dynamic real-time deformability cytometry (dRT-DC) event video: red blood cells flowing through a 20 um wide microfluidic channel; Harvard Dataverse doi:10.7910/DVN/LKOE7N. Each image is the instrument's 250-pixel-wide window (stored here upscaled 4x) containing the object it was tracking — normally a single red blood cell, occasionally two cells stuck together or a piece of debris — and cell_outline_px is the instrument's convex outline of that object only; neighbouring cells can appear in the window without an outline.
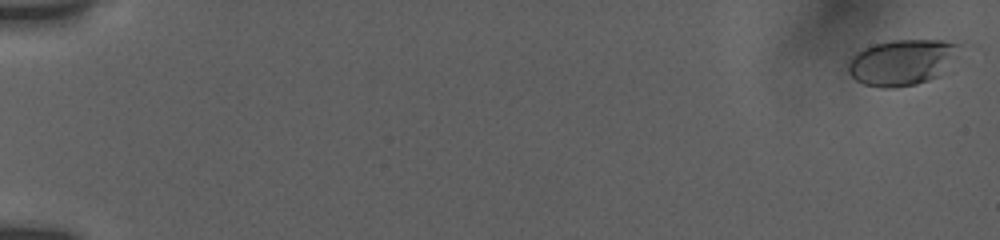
{"species": "human", "species_latin": "Homo sapiens", "temperature_condition": "room temperature", "stored_images_in_passage": 40, "camera_frame_rate_fps": 3000, "um_per_image_px": 0.085, "donor": {"sex": "female"}, "frame": {"image": 1, "passage_image": 1, "time_ms": 0.0, "image_size_px": [1000, 240], "cell_outline_px": [[964, 44], [952, 72], [916, 84], [892, 88], [880, 88], [864, 84], [856, 80], [848, 72], [848, 60], [856, 52], [872, 44], [892, 40], [944, 40]], "centroid_in_image_um": [76.8, 5.29], "position_along_channel_um": 8.2, "area_um2": 30.98}}
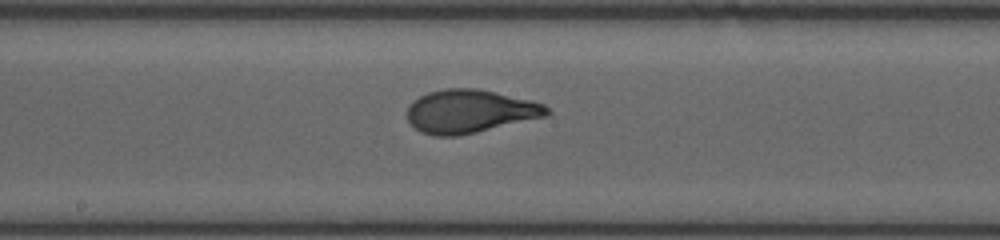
{"frame": {"image": 2, "passage_image": 23, "time_ms": 10.333, "image_size_px": [1000, 240], "cell_outline_px": [[552, 112], [548, 116], [476, 132], [456, 136], [436, 136], [420, 132], [408, 120], [408, 108], [412, 100], [428, 92], [444, 88], [476, 88], [532, 100], [544, 104]], "centroid_in_image_um": [39.95, 9.46], "position_along_channel_um": 208.2, "area_um2": 35.26}}
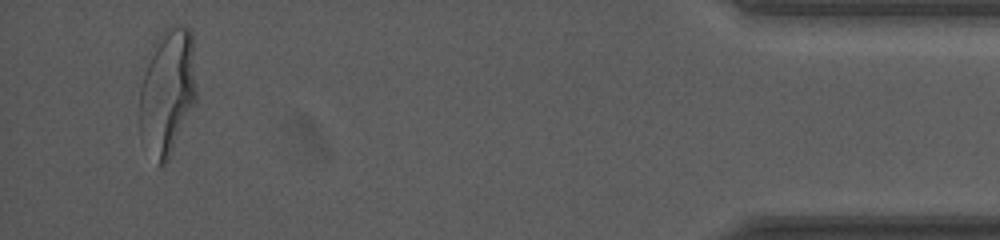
{"frame": {"image": 3, "passage_image": 40, "time_ms": 17.667, "image_size_px": [1000, 240], "cell_outline_px": [[196, 100], [168, 160], [164, 164], [156, 168], [140, 140], [136, 80], [144, 56], [160, 32], [164, 28], [172, 24], [180, 24], [188, 28], [192, 32], [196, 88]], "centroid_in_image_um": [14.11, 7.77], "position_along_channel_um": 421.1, "area_um2": 44.68}, "authors_computed_cell_mechanics": {"area_um2": 34.0153, "velocity_mm_per_s": 3.7777, "shape_relaxation_time_tau1_ms": 6.5538, "shape_relaxation_time_tau2_ms": null, "deformation_change_tau1": 0.2351, "deformation_change_tau2": null}}